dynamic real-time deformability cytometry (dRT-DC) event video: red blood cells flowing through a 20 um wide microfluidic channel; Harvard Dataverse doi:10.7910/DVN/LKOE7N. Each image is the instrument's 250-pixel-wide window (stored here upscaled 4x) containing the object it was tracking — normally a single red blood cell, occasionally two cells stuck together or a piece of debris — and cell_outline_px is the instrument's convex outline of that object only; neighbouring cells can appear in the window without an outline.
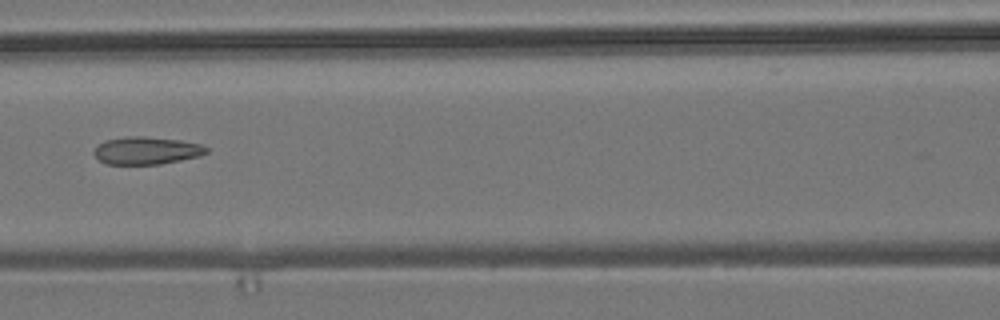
{"species": "common noctule bat (a hibernating species)", "species_latin": "Nyctalus noctula", "temperature_condition": "room temperature", "stored_images_in_passage": 7, "camera_frame_rate_fps": 3000, "um_per_image_px": 0.085, "animal": {"sex": "male", "body_mass_g": 19.2, "forearm_length_mm": 51.8}, "frame": {"image": 1, "passage_image": 7, "time_ms": 7.667, "image_size_px": [1000, 320], "cell_outline_px": [[208, 152], [200, 156], [160, 164], [108, 164], [100, 160], [92, 152], [104, 140], [128, 136], [144, 136], [180, 140], [200, 144], [208, 148]], "centroid_in_image_um": [12.47, 12.79], "position_along_channel_um": 154.1, "area_um2": 17.98}}